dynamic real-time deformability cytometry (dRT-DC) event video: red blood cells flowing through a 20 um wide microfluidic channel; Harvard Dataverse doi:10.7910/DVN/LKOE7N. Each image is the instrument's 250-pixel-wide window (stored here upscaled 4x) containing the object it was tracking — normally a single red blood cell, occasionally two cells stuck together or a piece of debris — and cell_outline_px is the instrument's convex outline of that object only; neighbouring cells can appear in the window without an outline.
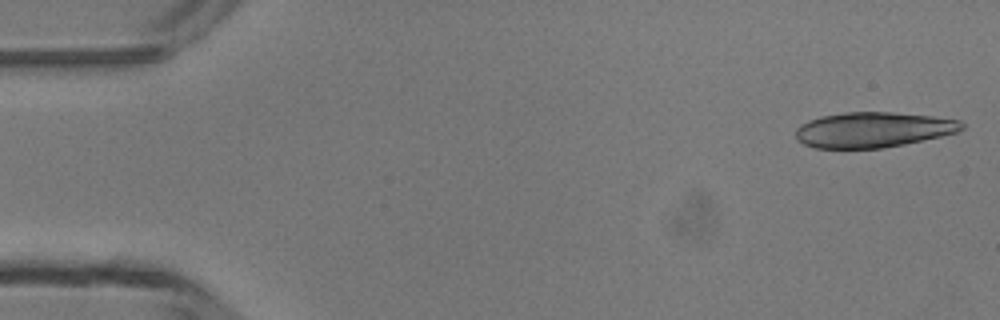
{"species": "common noctule bat (a hibernating species)", "species_latin": "Nyctalus noctula", "temperature_condition": "room temperature", "stored_images_in_passage": 3, "camera_frame_rate_fps": 3000, "um_per_image_px": 0.085, "animal": {"sex": "male", "body_mass_g": 13.3}, "frame": {"image": 1, "passage_image": 1, "time_ms": 0.0, "image_size_px": [1000, 320], "cell_outline_px": [[964, 128], [956, 132], [940, 136], [904, 144], [880, 148], [816, 148], [804, 144], [796, 140], [796, 128], [800, 124], [808, 120], [820, 116], [844, 112], [892, 112], [932, 116], [960, 120], [964, 124]], "centroid_in_image_um": [74.18, 11.02], "position_along_channel_um": 10.8, "area_um2": 34.16}}